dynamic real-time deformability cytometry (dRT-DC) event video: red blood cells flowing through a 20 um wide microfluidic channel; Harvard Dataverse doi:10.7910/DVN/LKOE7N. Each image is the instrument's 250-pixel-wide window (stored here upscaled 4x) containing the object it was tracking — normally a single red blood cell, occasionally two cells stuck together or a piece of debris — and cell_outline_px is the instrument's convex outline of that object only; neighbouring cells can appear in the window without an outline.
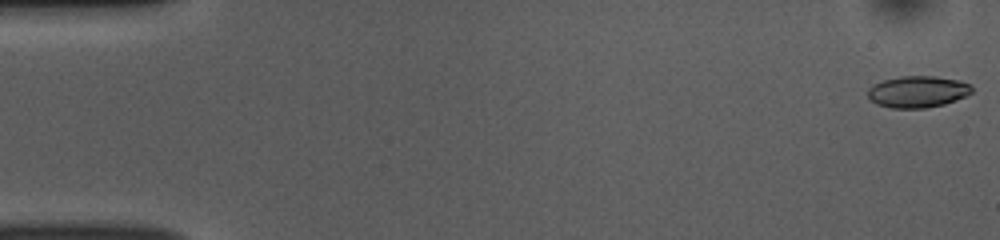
{"species": "common noctule bat (a hibernating species)", "species_latin": "Nyctalus noctula", "temperature_condition": "room temperature", "stored_images_in_passage": 52, "camera_frame_rate_fps": 3000, "um_per_image_px": 0.085, "animal": {"sex": "female", "body_mass_g": 10.0, "forearm_length_mm": 53.1}, "frame": {"image": 1, "passage_image": 1, "time_ms": 0.0, "image_size_px": [1000, 240], "cell_outline_px": [[972, 92], [968, 96], [944, 104], [924, 108], [892, 108], [876, 104], [868, 96], [868, 88], [872, 84], [884, 80], [900, 76], [936, 76], [960, 80], [972, 84]], "centroid_in_image_um": [78.03, 7.79], "position_along_channel_um": 7.0, "area_um2": 19.36}}
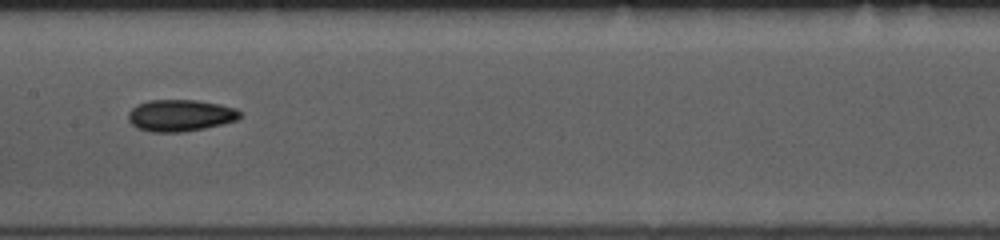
{"frame": {"image": 2, "passage_image": 26, "time_ms": 8.333, "image_size_px": [1000, 240], "cell_outline_px": [[240, 116], [236, 120], [204, 128], [184, 132], [152, 132], [136, 128], [128, 120], [128, 112], [136, 104], [148, 100], [196, 100], [220, 104], [236, 108], [240, 112]], "centroid_in_image_um": [15.28, 9.81], "position_along_channel_um": 192.1, "area_um2": 20.69}}
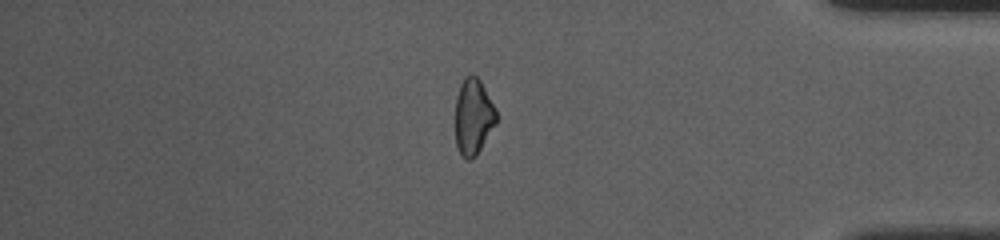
{"frame": {"image": 3, "passage_image": 44, "time_ms": 14.333, "image_size_px": [1000, 240], "cell_outline_px": [[496, 124], [476, 156], [472, 160], [468, 160], [460, 152], [456, 144], [456, 96], [460, 84], [464, 76], [472, 72], [480, 80], [496, 108]], "centroid_in_image_um": [40.23, 9.88], "position_along_channel_um": 395.0, "area_um2": 18.26}, "authors_computed_cell_mechanics": {"area_um2": 19.4786, "velocity_mm_per_s": 3.8754, "shape_relaxation_time_tau1_ms": 5.7174, "shape_relaxation_time_tau2_ms": 4.9326, "deformation_change_tau1": 0.1415, "deformation_change_tau2": 0.1028}}